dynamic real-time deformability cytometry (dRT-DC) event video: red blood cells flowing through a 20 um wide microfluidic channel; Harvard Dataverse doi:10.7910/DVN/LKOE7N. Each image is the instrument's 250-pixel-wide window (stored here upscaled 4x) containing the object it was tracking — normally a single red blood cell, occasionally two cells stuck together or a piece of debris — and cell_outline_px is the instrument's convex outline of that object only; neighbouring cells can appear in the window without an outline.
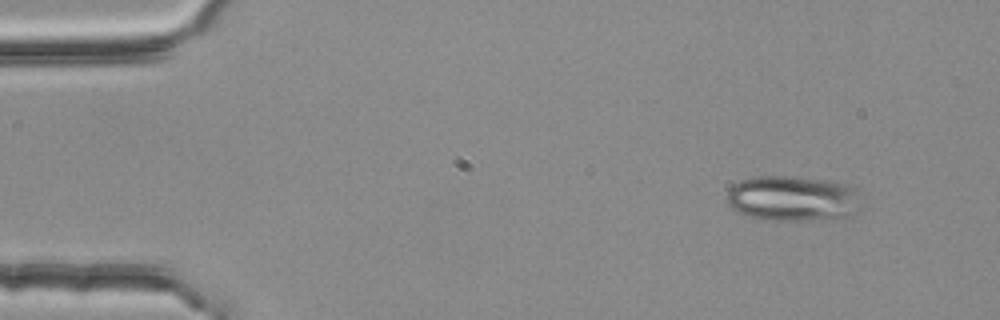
{"species": "common noctule bat (a hibernating species)", "species_latin": "Nyctalus noctula", "temperature_condition": "room temperature", "stored_images_in_passage": 3, "segment_of_instrument_passage": [2, 2], "camera_frame_rate_fps": 3000, "um_per_image_px": 0.085, "animal": {"sex": "female", "body_mass_g": 25.1}, "frame": {"image": 1, "passage_image": 3, "time_ms": 0.667, "image_size_px": [1000, 320], "cell_outline_px": [[856, 192], [852, 212], [836, 220], [764, 220], [748, 216], [732, 208], [728, 204], [728, 188], [732, 184], [752, 176], [784, 176], [828, 180], [848, 184], [856, 188]], "centroid_in_image_um": [67.28, 16.86], "position_along_channel_um": 17.7, "area_um2": 35.2}}